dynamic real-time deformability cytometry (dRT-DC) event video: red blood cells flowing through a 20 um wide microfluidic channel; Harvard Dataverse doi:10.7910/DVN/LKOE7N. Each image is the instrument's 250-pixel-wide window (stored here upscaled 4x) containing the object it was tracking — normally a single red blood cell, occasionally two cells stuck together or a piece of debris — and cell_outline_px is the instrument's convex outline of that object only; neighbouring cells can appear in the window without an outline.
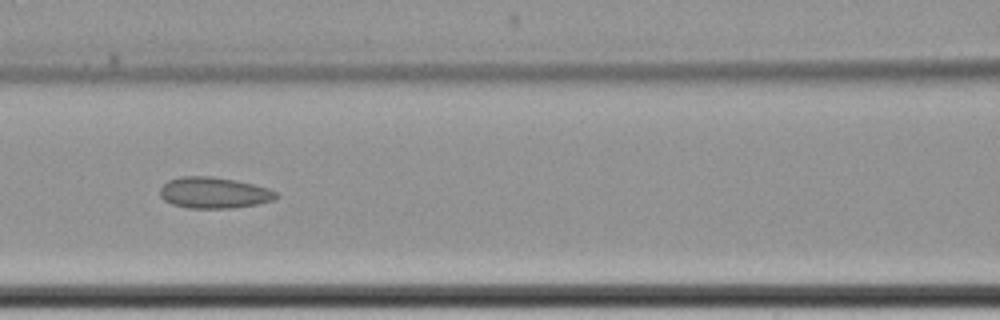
{"species": "common noctule bat (a hibernating species)", "species_latin": "Nyctalus noctula", "temperature_condition": "cold", "stored_images_in_passage": 10, "camera_frame_rate_fps": 3000, "um_per_image_px": 0.085, "animal": {"sex": "female", "body_mass_g": 22.7, "forearm_length_mm": 54.2}, "frame": {"image": 1, "passage_image": 9, "time_ms": 10.333, "image_size_px": [1000, 320], "cell_outline_px": [[280, 196], [272, 200], [256, 204], [224, 208], [188, 208], [172, 204], [164, 200], [160, 196], [160, 188], [168, 180], [180, 176], [212, 176], [236, 180], [268, 188], [276, 192]], "centroid_in_image_um": [18.15, 16.37], "position_along_channel_um": 148.4, "area_um2": 20.98}}
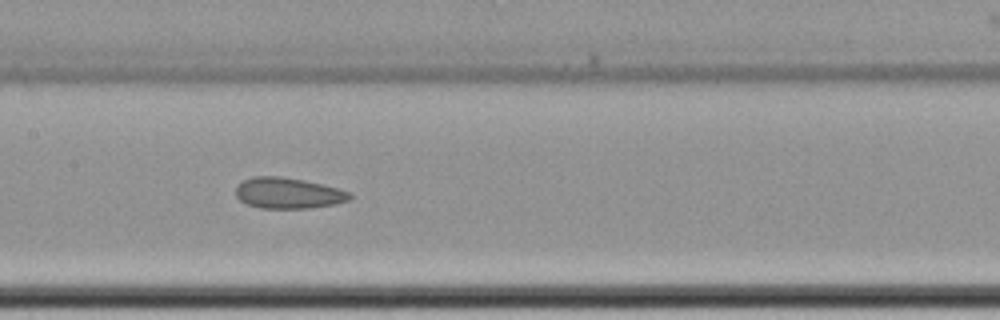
{"frame": {"image": 2, "passage_image": 10, "time_ms": 11.333, "image_size_px": [1000, 320], "cell_outline_px": [[352, 196], [348, 200], [336, 204], [308, 208], [260, 208], [248, 204], [240, 200], [236, 196], [236, 184], [252, 176], [280, 176], [304, 180], [352, 192]], "centroid_in_image_um": [24.47, 16.41], "position_along_channel_um": 182.9, "area_um2": 20.52}}